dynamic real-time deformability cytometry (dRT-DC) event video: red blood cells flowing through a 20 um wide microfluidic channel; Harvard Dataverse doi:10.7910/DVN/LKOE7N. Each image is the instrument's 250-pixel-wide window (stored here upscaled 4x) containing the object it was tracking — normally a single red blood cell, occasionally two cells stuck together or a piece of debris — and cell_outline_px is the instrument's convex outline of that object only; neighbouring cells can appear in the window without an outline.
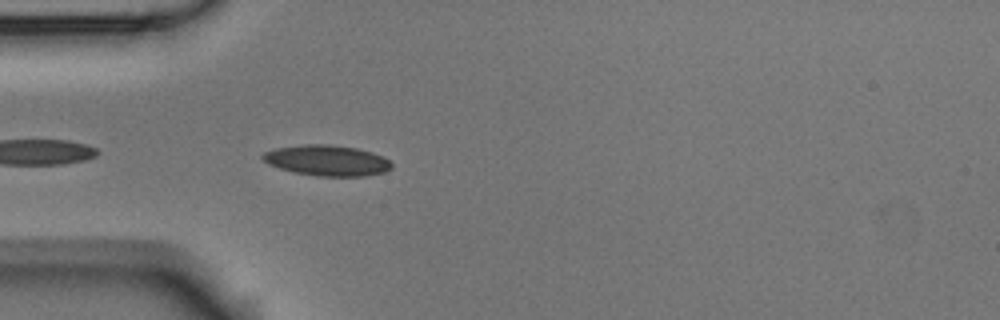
{"species": "Egyptian fruit bat (a non-hibernating species)", "species_latin": "Rousettus aegyptiacus", "temperature_condition": "room temperature", "stored_images_in_passage": 8, "camera_frame_rate_fps": 3000, "um_per_image_px": 0.085, "animal": {"sex": "male"}, "frame": {"image": 1, "passage_image": 3, "time_ms": 0.667, "image_size_px": [1000, 320], "cell_outline_px": [[392, 168], [384, 172], [364, 176], [320, 176], [296, 172], [280, 168], [268, 164], [260, 156], [264, 152], [276, 148], [304, 144], [328, 144], [356, 148], [372, 152], [384, 156], [392, 164]], "centroid_in_image_um": [27.81, 13.63], "position_along_channel_um": 57.2, "area_um2": 22.95}}